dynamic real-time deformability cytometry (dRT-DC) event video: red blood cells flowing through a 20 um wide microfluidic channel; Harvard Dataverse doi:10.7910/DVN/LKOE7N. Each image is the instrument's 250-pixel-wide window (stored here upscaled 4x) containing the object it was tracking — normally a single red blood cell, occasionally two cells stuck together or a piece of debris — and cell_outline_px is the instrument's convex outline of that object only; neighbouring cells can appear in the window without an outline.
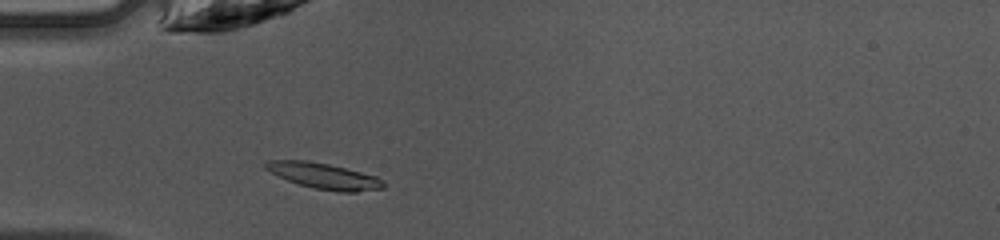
{"species": "common noctule bat (a hibernating species)", "species_latin": "Nyctalus noctula", "temperature_condition": "warm", "stored_images_in_passage": 38, "camera_frame_rate_fps": 3000, "um_per_image_px": 0.085, "animal": {"sex": "female", "body_mass_g": 10.0, "forearm_length_mm": 53.1}, "frame": {"image": 1, "passage_image": 5, "time_ms": 1.333, "image_size_px": [1000, 240], "cell_outline_px": [[384, 188], [356, 192], [336, 192], [316, 188], [300, 184], [288, 180], [264, 168], [264, 164], [268, 160], [308, 160], [328, 164], [376, 176], [384, 180]], "centroid_in_image_um": [27.56, 14.96], "position_along_channel_um": 57.4, "area_um2": 17.51}}
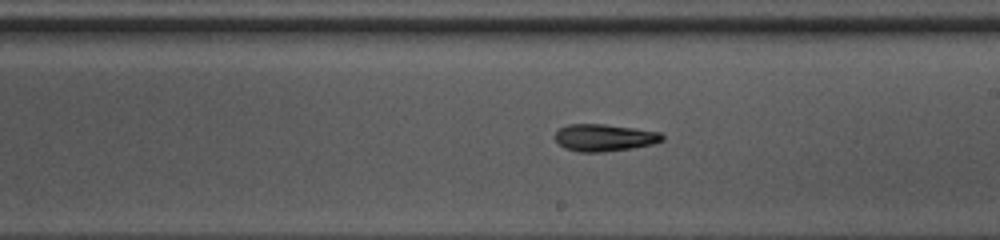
{"frame": {"image": 2, "passage_image": 18, "time_ms": 5.667, "image_size_px": [1000, 240], "cell_outline_px": [[664, 140], [652, 144], [632, 148], [600, 152], [576, 152], [564, 148], [552, 136], [560, 128], [568, 124], [604, 124], [636, 128], [660, 132], [664, 136]], "centroid_in_image_um": [51.35, 11.7], "position_along_channel_um": 237.6, "area_um2": 17.05}}
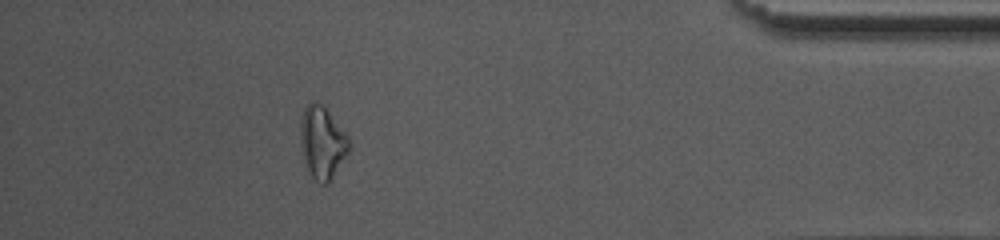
{"frame": {"image": 3, "passage_image": 33, "time_ms": 10.667, "image_size_px": [1000, 240], "cell_outline_px": [[352, 144], [348, 152], [332, 180], [328, 184], [320, 184], [308, 172], [300, 144], [300, 124], [304, 108], [308, 104], [316, 100], [328, 112], [348, 136]], "centroid_in_image_um": [27.4, 12.15], "position_along_channel_um": 407.8, "area_um2": 20.46}, "authors_computed_cell_mechanics": {"area_um2": 17.1088, "velocity_mm_per_s": 4.2486, "shape_relaxation_time_tau1_ms": 6.0788, "shape_relaxation_time_tau2_ms": 9.283, "deformation_change_tau1": 0.1488, "deformation_change_tau2": 0.215}}